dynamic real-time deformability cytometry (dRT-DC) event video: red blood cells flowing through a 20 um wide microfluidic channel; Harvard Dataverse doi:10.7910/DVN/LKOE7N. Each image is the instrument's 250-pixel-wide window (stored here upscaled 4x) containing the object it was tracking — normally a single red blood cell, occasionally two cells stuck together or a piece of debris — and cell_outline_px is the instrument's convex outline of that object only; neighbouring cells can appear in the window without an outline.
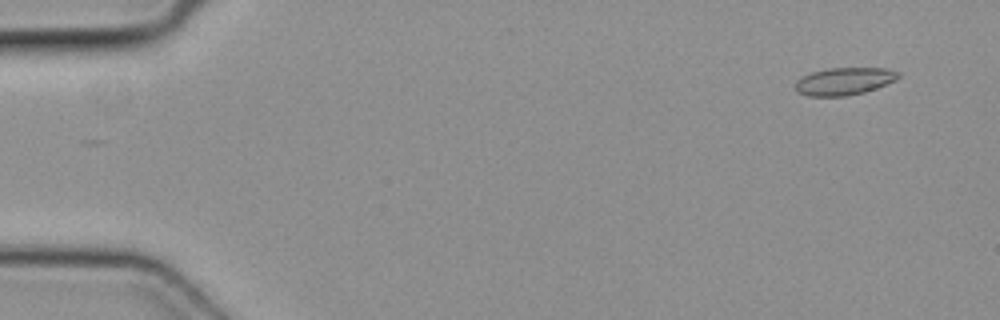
{"species": "common noctule bat (a hibernating species)", "species_latin": "Nyctalus noctula", "temperature_condition": "cold", "stored_images_in_passage": 47, "camera_frame_rate_fps": 3000, "um_per_image_px": 0.085, "animal": {"sex": "female", "body_mass_g": 19.3, "forearm_length_mm": 54.1}, "frame": {"image": 1, "passage_image": 2, "time_ms": 0.333, "image_size_px": [1000, 320], "cell_outline_px": [[900, 76], [896, 80], [876, 88], [864, 92], [848, 96], [808, 96], [796, 92], [792, 88], [796, 80], [800, 76], [812, 72], [828, 68], [884, 68], [900, 72]], "centroid_in_image_um": [71.69, 6.91], "position_along_channel_um": 13.3, "area_um2": 16.76}}
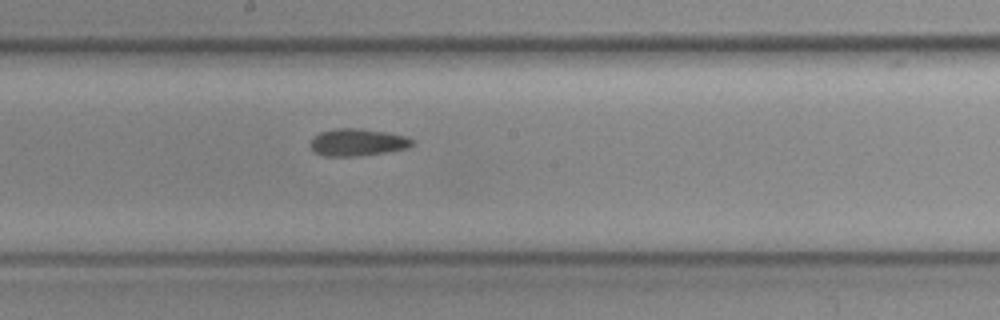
{"frame": {"image": 2, "passage_image": 26, "time_ms": 8.333, "image_size_px": [1000, 320], "cell_outline_px": [[412, 144], [408, 148], [384, 152], [356, 156], [324, 156], [316, 152], [312, 148], [312, 140], [320, 132], [336, 128], [360, 128], [384, 132], [404, 136], [412, 140]], "centroid_in_image_um": [30.38, 12.09], "position_along_channel_um": 217.8, "area_um2": 15.72}}
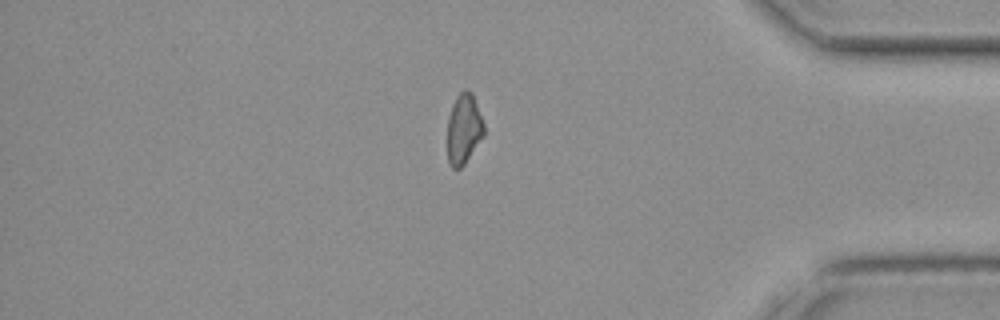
{"frame": {"image": 3, "passage_image": 41, "time_ms": 13.333, "image_size_px": [1000, 320], "cell_outline_px": [[484, 136], [464, 164], [460, 168], [452, 168], [448, 160], [448, 116], [452, 104], [456, 96], [460, 92], [472, 92], [484, 124]], "centroid_in_image_um": [39.42, 10.97], "position_along_channel_um": 395.8, "area_um2": 14.8}}